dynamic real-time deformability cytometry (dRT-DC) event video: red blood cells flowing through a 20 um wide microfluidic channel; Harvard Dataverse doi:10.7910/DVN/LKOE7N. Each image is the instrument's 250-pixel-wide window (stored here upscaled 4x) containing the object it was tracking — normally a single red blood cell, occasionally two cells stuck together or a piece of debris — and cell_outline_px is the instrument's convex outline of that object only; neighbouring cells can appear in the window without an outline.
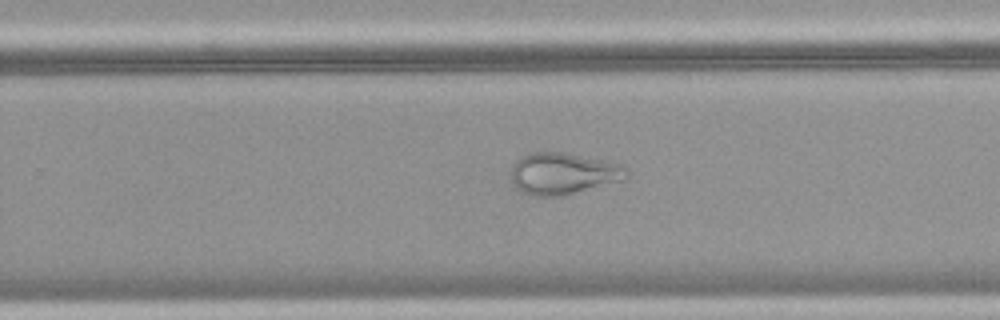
{"species": "common noctule bat (a hibernating species)", "species_latin": "Nyctalus noctula", "temperature_condition": "warm", "stored_images_in_passage": 42, "camera_frame_rate_fps": 3000, "um_per_image_px": 0.085, "animal": {"sex": "female", "body_mass_g": 18.4}, "frame": {"image": 1, "passage_image": 27, "time_ms": 8.667, "image_size_px": [1000, 320], "cell_outline_px": [[628, 176], [624, 180], [564, 196], [536, 196], [520, 192], [512, 184], [512, 168], [516, 160], [520, 156], [528, 152], [564, 152], [624, 164], [628, 172]], "centroid_in_image_um": [47.88, 14.75], "position_along_channel_um": 281.9, "area_um2": 28.5}}
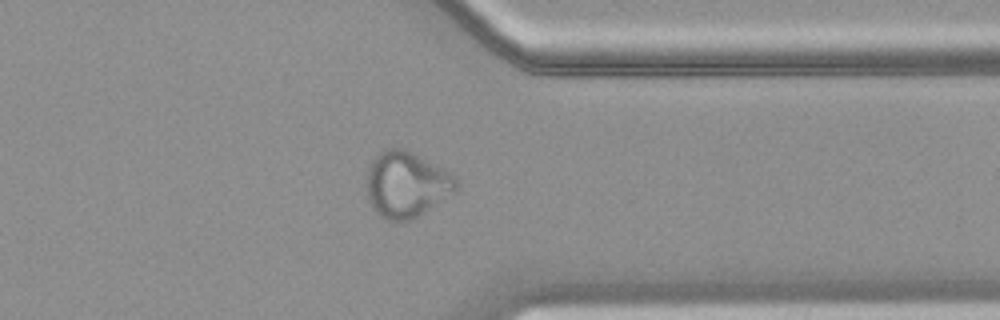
{"frame": {"image": 2, "passage_image": 34, "time_ms": 11.0, "image_size_px": [1000, 320], "cell_outline_px": [[460, 188], [412, 220], [396, 224], [380, 216], [372, 208], [368, 200], [368, 168], [372, 160], [384, 148], [404, 148], [412, 152], [456, 176], [460, 184]], "centroid_in_image_um": [34.55, 15.71], "position_along_channel_um": 376.8, "area_um2": 34.51}}
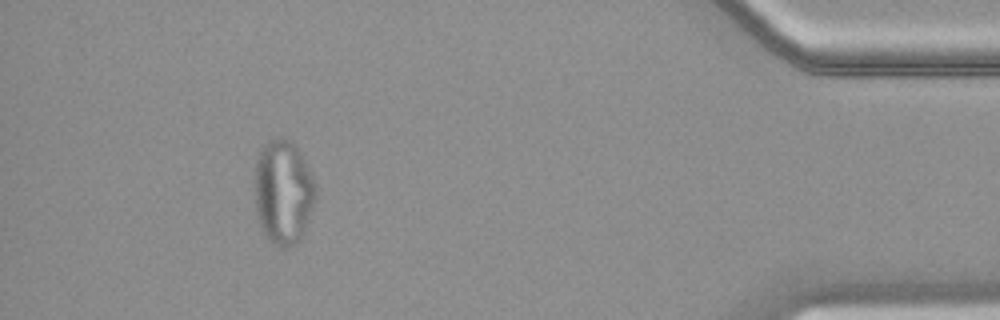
{"frame": {"image": 3, "passage_image": 40, "time_ms": 13.0, "image_size_px": [1000, 320], "cell_outline_px": [[316, 200], [304, 232], [288, 248], [280, 248], [272, 244], [268, 240], [260, 228], [256, 216], [252, 188], [252, 176], [256, 160], [264, 144], [268, 140], [276, 136], [284, 136], [300, 152], [316, 184]], "centroid_in_image_um": [24.01, 16.32], "position_along_channel_um": 411.2, "area_um2": 38.15}}